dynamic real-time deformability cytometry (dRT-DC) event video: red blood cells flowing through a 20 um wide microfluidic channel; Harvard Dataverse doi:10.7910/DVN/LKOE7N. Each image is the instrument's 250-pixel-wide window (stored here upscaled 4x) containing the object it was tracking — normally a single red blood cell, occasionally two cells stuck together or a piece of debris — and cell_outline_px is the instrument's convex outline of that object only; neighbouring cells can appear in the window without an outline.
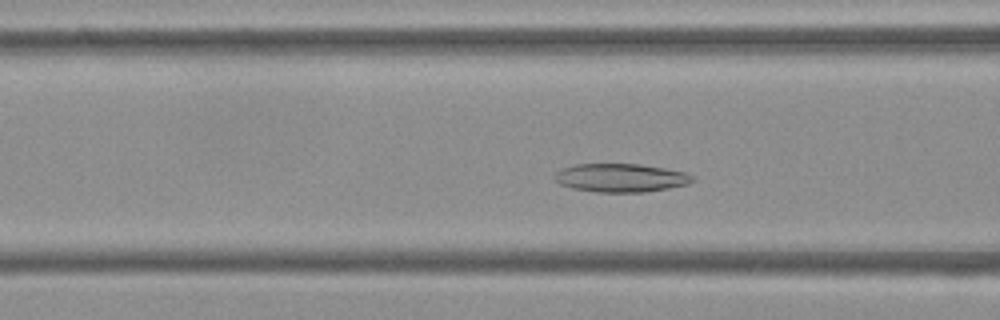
{"species": "Egyptian fruit bat (a non-hibernating species)", "species_latin": "Rousettus aegyptiacus", "temperature_condition": "cold", "stored_images_in_passage": 50, "camera_frame_rate_fps": 3000, "um_per_image_px": 0.085, "frame": {"image": 1, "passage_image": 17, "time_ms": 5.333, "image_size_px": [1000, 320], "cell_outline_px": [[696, 180], [688, 184], [668, 188], [644, 192], [596, 192], [572, 188], [560, 184], [552, 176], [560, 168], [576, 164], [640, 164], [664, 168], [684, 172], [692, 176]], "centroid_in_image_um": [52.74, 15.11], "position_along_channel_um": 113.9, "area_um2": 22.89}}
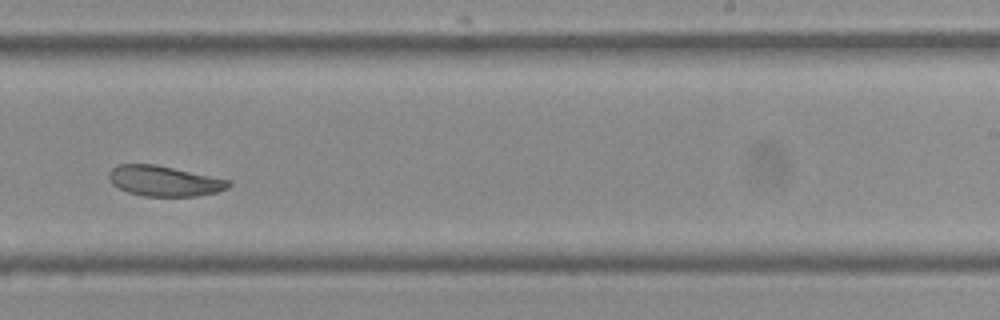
{"frame": {"image": 2, "passage_image": 30, "time_ms": 9.667, "image_size_px": [1000, 320], "cell_outline_px": [[232, 184], [228, 188], [216, 192], [196, 196], [144, 196], [128, 192], [112, 184], [108, 180], [108, 172], [116, 164], [156, 164], [232, 180]], "centroid_in_image_um": [13.96, 15.37], "position_along_channel_um": 275.0, "area_um2": 21.39}}
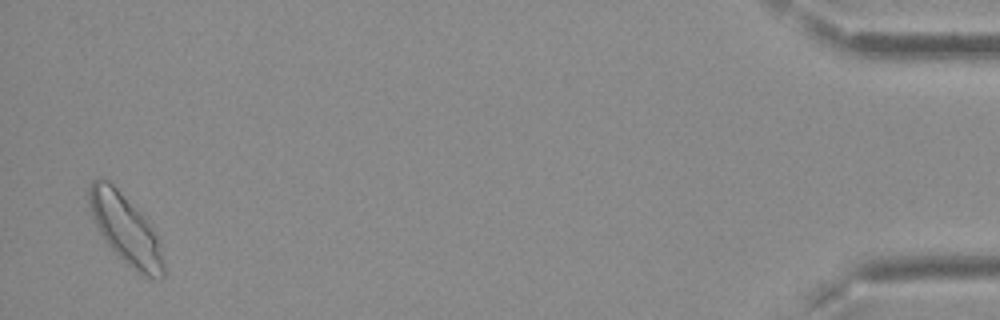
{"frame": {"image": 3, "passage_image": 49, "time_ms": 16.0, "image_size_px": [1000, 320], "cell_outline_px": [[164, 276], [160, 280], [152, 280], [140, 276], [104, 240], [92, 216], [88, 204], [88, 188], [92, 180], [108, 180], [144, 216], [160, 240], [164, 260]], "centroid_in_image_um": [10.72, 19.54], "position_along_channel_um": 424.5, "area_um2": 30.06}, "authors_computed_cell_mechanics": {"area_um2": 23.6691, "velocity_mm_per_s": 3.7197, "shape_relaxation_time_tau1_ms": null, "shape_relaxation_time_tau2_ms": 3.064, "deformation_change_tau1": null, "deformation_change_tau2": 0.0723}}